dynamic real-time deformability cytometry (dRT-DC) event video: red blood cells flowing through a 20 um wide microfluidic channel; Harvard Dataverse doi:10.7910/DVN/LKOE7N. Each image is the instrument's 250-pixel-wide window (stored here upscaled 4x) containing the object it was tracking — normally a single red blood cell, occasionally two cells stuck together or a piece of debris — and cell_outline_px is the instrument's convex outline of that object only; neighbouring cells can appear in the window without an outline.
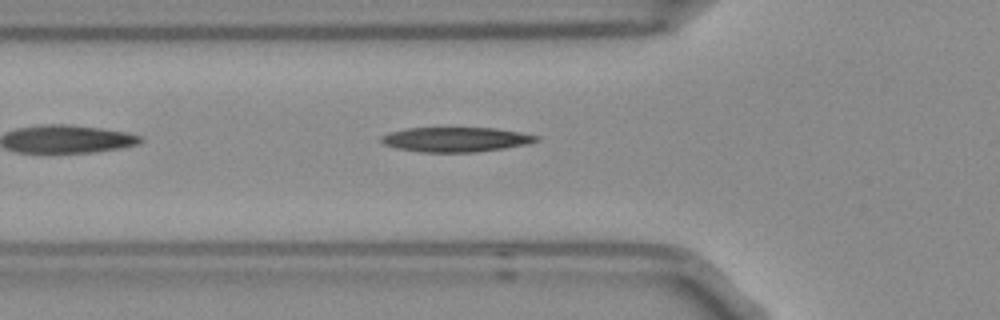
{"species": "Egyptian fruit bat (a non-hibernating species)", "species_latin": "Rousettus aegyptiacus", "temperature_condition": "room temperature", "stored_images_in_passage": 5, "camera_frame_rate_fps": 3000, "um_per_image_px": 0.085, "frame": {"image": 1, "passage_image": 5, "time_ms": 1.333, "image_size_px": [1000, 320], "cell_outline_px": [[540, 140], [528, 144], [504, 148], [472, 152], [420, 152], [396, 148], [384, 144], [380, 140], [380, 136], [388, 132], [404, 128], [496, 128], [520, 132], [540, 136]], "centroid_in_image_um": [38.73, 11.85], "position_along_channel_um": 87.1, "area_um2": 22.43}}